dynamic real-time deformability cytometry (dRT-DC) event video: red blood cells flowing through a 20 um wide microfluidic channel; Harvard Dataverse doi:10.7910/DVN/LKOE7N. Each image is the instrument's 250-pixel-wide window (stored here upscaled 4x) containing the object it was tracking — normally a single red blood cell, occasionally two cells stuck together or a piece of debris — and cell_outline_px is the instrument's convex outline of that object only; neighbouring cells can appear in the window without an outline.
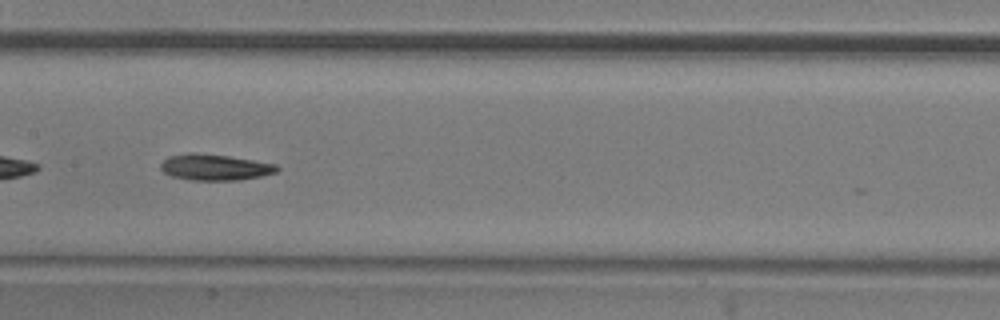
{"species": "common noctule bat (a hibernating species)", "species_latin": "Nyctalus noctula", "temperature_condition": "room temperature", "stored_images_in_passage": 22, "camera_frame_rate_fps": 3000, "um_per_image_px": 0.085, "animal": {"sex": "male", "body_mass_g": 20.5, "forearm_length_mm": 52.5}, "frame": {"image": 1, "passage_image": 12, "time_ms": 3.667, "image_size_px": [1000, 320], "cell_outline_px": [[280, 168], [276, 172], [260, 176], [240, 180], [188, 180], [172, 176], [164, 172], [160, 168], [160, 164], [168, 156], [188, 152], [192, 152], [228, 156], [276, 164]], "centroid_in_image_um": [18.23, 14.21], "position_along_channel_um": 189.2, "area_um2": 17.69}}
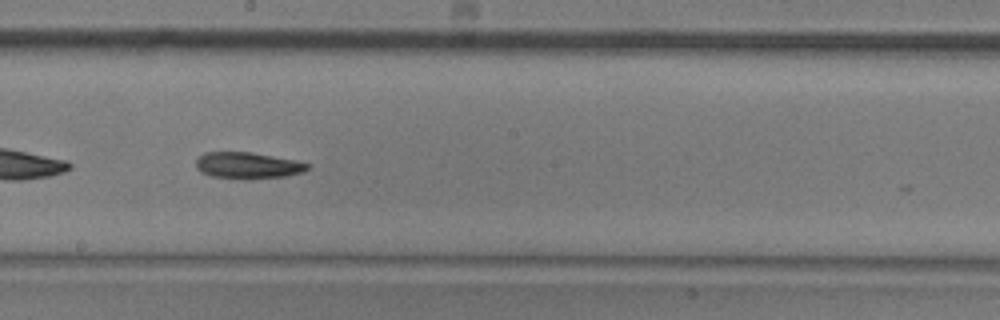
{"frame": {"image": 2, "passage_image": 15, "time_ms": 4.667, "image_size_px": [1000, 320], "cell_outline_px": [[308, 168], [304, 172], [284, 176], [244, 180], [212, 176], [200, 172], [196, 168], [196, 160], [204, 152], [252, 152], [296, 160], [308, 164]], "centroid_in_image_um": [21.03, 14.07], "position_along_channel_um": 227.2, "area_um2": 17.28}}